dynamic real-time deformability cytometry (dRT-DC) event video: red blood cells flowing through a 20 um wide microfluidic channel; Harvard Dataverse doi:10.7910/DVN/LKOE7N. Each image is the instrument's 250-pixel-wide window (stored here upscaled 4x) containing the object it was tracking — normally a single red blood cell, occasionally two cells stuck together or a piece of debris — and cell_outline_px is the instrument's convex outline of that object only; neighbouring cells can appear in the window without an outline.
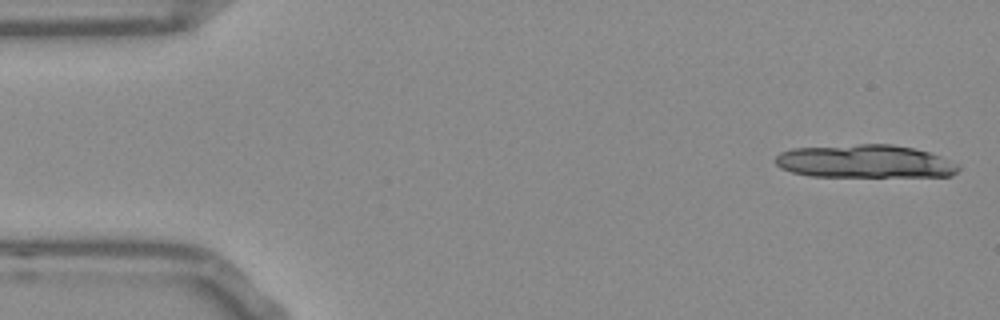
{"species": "Egyptian fruit bat (a non-hibernating species)", "species_latin": "Rousettus aegyptiacus", "temperature_condition": "room temperature", "stored_images_in_passage": 13, "camera_frame_rate_fps": 3000, "um_per_image_px": 0.085, "frame": {"image": 1, "passage_image": 1, "time_ms": 0.0, "image_size_px": [1000, 320], "cell_outline_px": [[960, 168], [952, 176], [812, 176], [792, 172], [780, 168], [772, 160], [780, 152], [792, 148], [860, 144], [892, 144], [912, 148], [928, 152], [940, 156], [960, 164]], "centroid_in_image_um": [73.5, 13.72], "position_along_channel_um": 11.5, "area_um2": 35.37}}